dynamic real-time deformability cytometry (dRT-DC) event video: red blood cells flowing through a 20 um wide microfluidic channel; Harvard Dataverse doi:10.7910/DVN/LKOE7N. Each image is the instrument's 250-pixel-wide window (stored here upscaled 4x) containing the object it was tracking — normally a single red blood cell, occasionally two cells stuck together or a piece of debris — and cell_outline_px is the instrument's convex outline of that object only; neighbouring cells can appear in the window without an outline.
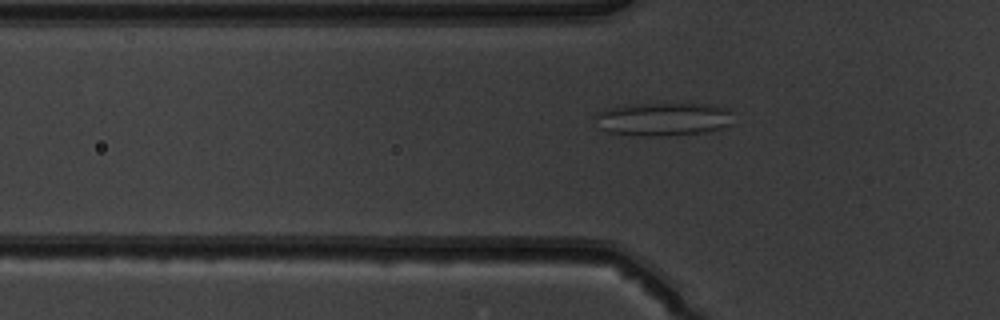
{"species": "common noctule bat (a hibernating species)", "species_latin": "Nyctalus noctula", "temperature_condition": "warm", "stored_images_in_passage": 47, "camera_frame_rate_fps": 3000, "um_per_image_px": 0.085, "animal": {"sex": "male", "body_mass_g": 19.5, "forearm_length_mm": 54.6}, "frame": {"image": 1, "passage_image": 13, "time_ms": 4.0, "image_size_px": [1000, 320], "cell_outline_px": [[732, 124], [720, 128], [704, 132], [660, 136], [644, 136], [608, 132], [600, 128], [596, 116], [596, 112], [612, 108], [632, 104], [712, 104], [732, 108]], "centroid_in_image_um": [56.45, 10.12], "position_along_channel_um": 69.3, "area_um2": 26.7}}
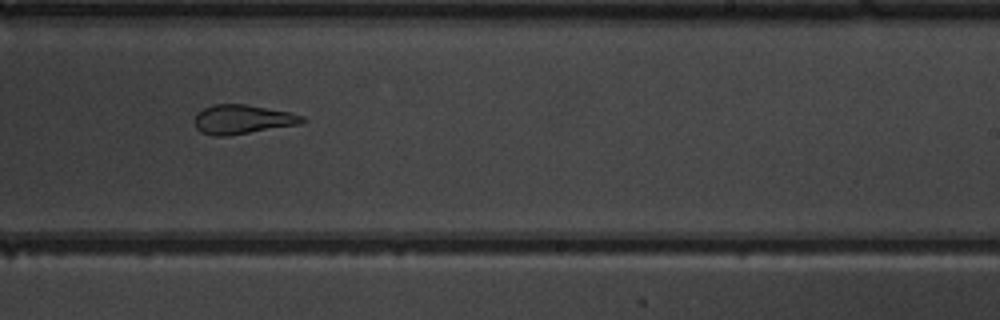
{"frame": {"image": 2, "passage_image": 28, "time_ms": 9.0, "image_size_px": [1000, 320], "cell_outline_px": [[308, 120], [300, 124], [228, 136], [212, 136], [200, 132], [196, 128], [196, 112], [212, 104], [244, 104], [292, 112], [304, 116]], "centroid_in_image_um": [20.63, 10.15], "position_along_channel_um": 268.4, "area_um2": 18.5}}
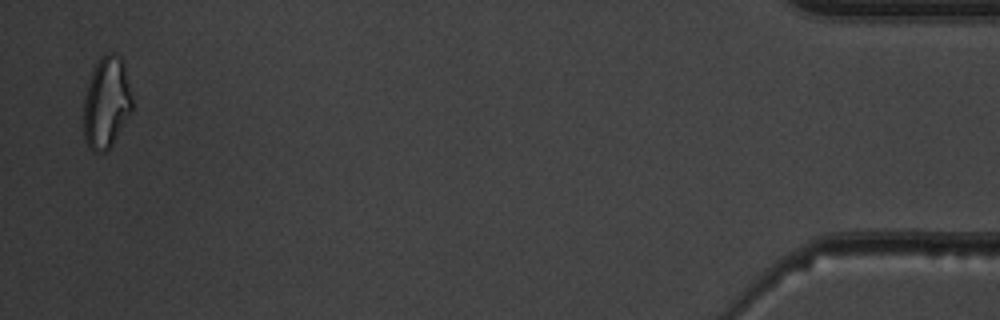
{"frame": {"image": 3, "passage_image": 46, "time_ms": 15.0, "image_size_px": [1000, 320], "cell_outline_px": [[132, 108], [128, 116], [112, 144], [104, 152], [92, 152], [88, 148], [84, 140], [84, 96], [92, 72], [100, 56], [108, 52], [112, 52], [120, 56], [124, 64], [132, 96]], "centroid_in_image_um": [9.03, 8.72], "position_along_channel_um": 426.2, "area_um2": 25.84}, "authors_computed_cell_mechanics": {"area_um2": 23.0622, "velocity_mm_per_s": 3.9852, "shape_relaxation_time_tau1_ms": null, "shape_relaxation_time_tau2_ms": 1.7528, "deformation_change_tau1": null, "deformation_change_tau2": 0.1131}}